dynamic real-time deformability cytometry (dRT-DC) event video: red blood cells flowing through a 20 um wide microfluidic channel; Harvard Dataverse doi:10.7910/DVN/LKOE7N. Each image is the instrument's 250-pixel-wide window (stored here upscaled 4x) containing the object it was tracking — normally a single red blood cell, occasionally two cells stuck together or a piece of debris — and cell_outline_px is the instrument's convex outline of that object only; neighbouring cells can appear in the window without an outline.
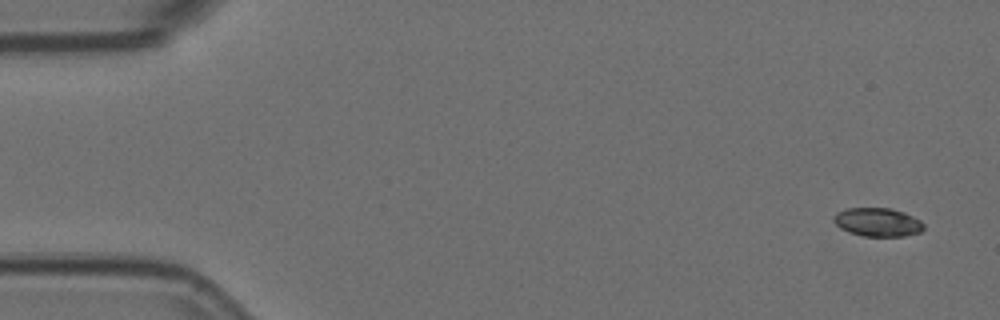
{"species": "Egyptian fruit bat (a non-hibernating species)", "species_latin": "Rousettus aegyptiacus", "temperature_condition": "room temperature", "stored_images_in_passage": 4, "camera_frame_rate_fps": 3000, "um_per_image_px": 0.085, "animal": {"sex": "female"}, "frame": {"image": 1, "passage_image": 1, "time_ms": 0.0, "image_size_px": [1000, 320], "cell_outline_px": [[924, 228], [920, 232], [904, 236], [864, 236], [840, 228], [832, 220], [836, 212], [848, 208], [892, 208], [904, 212], [920, 220], [924, 224]], "centroid_in_image_um": [74.61, 18.87], "position_along_channel_um": 10.4, "area_um2": 14.91}}
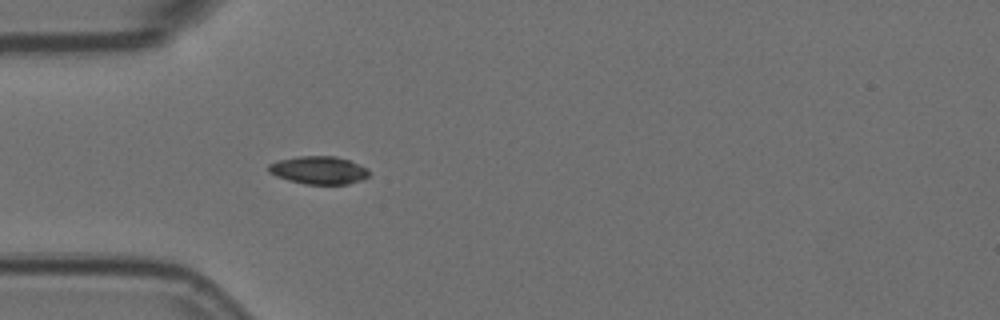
{"frame": {"image": 2, "passage_image": 4, "time_ms": 1.0, "image_size_px": [1000, 320], "cell_outline_px": [[368, 176], [360, 180], [348, 184], [304, 184], [288, 180], [276, 176], [268, 172], [268, 164], [280, 160], [300, 156], [336, 156], [348, 160], [368, 168]], "centroid_in_image_um": [27.07, 14.47], "position_along_channel_um": 57.9, "area_um2": 16.24}}